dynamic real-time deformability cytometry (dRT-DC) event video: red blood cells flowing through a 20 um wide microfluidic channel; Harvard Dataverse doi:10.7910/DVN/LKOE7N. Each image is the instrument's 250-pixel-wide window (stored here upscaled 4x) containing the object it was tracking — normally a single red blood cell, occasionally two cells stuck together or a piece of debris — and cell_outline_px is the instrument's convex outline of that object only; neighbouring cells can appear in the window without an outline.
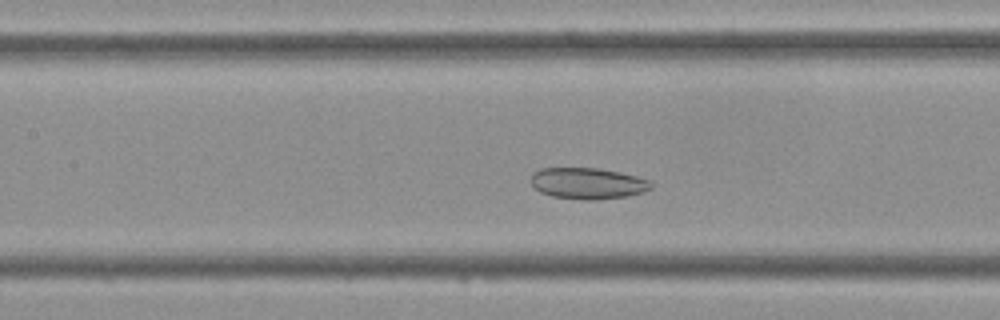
{"species": "Egyptian fruit bat (a non-hibernating species)", "species_latin": "Rousettus aegyptiacus", "temperature_condition": "cold", "stored_images_in_passage": 31, "camera_frame_rate_fps": 3000, "um_per_image_px": 0.085, "frame": {"image": 1, "passage_image": 14, "time_ms": 4.333, "image_size_px": [1000, 320], "cell_outline_px": [[652, 188], [644, 192], [628, 196], [592, 200], [584, 200], [552, 196], [540, 192], [532, 184], [532, 176], [540, 168], [600, 168], [620, 172], [652, 180]], "centroid_in_image_um": [50.02, 15.58], "position_along_channel_um": 157.4, "area_um2": 21.91}}
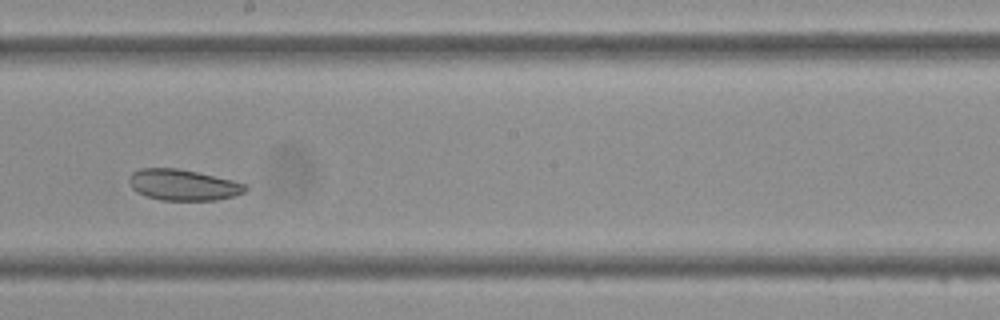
{"frame": {"image": 2, "passage_image": 19, "time_ms": 6.0, "image_size_px": [1000, 320], "cell_outline_px": [[248, 188], [244, 192], [232, 196], [216, 200], [160, 200], [136, 192], [132, 188], [128, 180], [128, 176], [132, 172], [140, 168], [176, 168], [196, 172], [232, 180], [248, 184]], "centroid_in_image_um": [15.54, 15.71], "position_along_channel_um": 232.7, "area_um2": 20.98}}
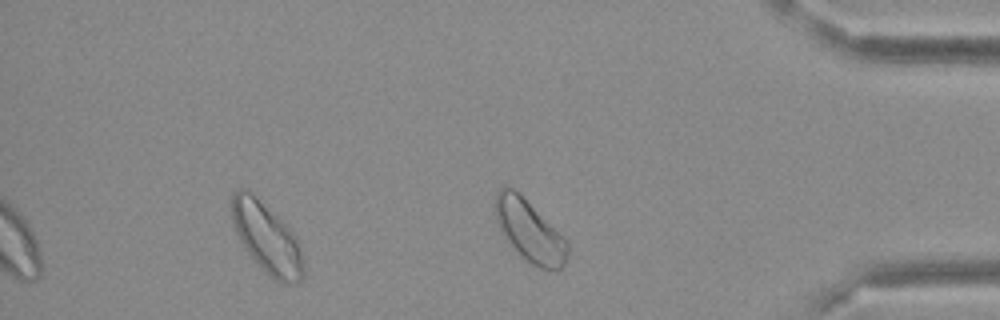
{"frame": {"image": 3, "passage_image": 31, "time_ms": 10.0, "image_size_px": [1000, 320], "cell_outline_px": [[568, 256], [564, 264], [560, 268], [552, 272], [540, 268], [532, 264], [520, 256], [508, 244], [496, 220], [496, 192], [500, 188], [512, 188], [560, 232], [568, 240]], "centroid_in_image_um": [45.04, 19.7], "position_along_channel_um": 390.2, "area_um2": 25.66}}